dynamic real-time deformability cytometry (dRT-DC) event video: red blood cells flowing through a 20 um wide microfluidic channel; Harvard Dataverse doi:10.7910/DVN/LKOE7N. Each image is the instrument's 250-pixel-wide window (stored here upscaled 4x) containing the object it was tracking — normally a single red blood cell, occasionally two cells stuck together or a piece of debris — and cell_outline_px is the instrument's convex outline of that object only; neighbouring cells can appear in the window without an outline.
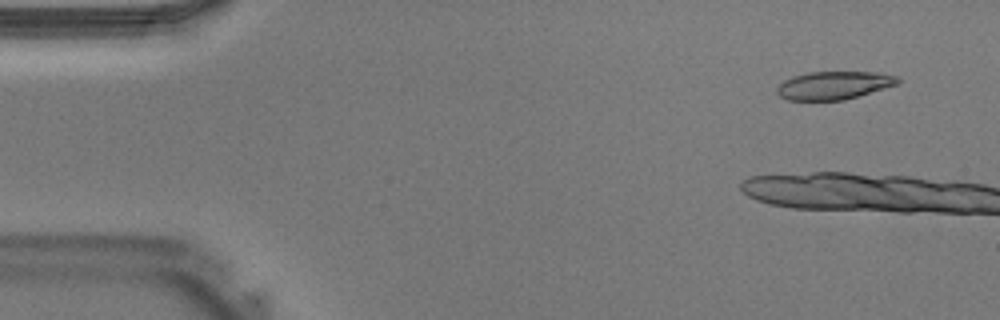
{"species": "Egyptian fruit bat (a non-hibernating species)", "species_latin": "Rousettus aegyptiacus", "temperature_condition": "warm", "stored_images_in_passage": 5, "camera_frame_rate_fps": 3000, "um_per_image_px": 0.085, "animal": {"sex": "male"}, "frame": {"image": 1, "passage_image": 3, "time_ms": 0.667, "image_size_px": [1000, 320], "cell_outline_px": [[900, 80], [896, 84], [884, 88], [844, 100], [788, 100], [780, 96], [776, 92], [776, 88], [784, 80], [792, 76], [808, 72], [880, 72], [896, 76]], "centroid_in_image_um": [70.84, 7.25], "position_along_channel_um": 14.2, "area_um2": 19.65}}